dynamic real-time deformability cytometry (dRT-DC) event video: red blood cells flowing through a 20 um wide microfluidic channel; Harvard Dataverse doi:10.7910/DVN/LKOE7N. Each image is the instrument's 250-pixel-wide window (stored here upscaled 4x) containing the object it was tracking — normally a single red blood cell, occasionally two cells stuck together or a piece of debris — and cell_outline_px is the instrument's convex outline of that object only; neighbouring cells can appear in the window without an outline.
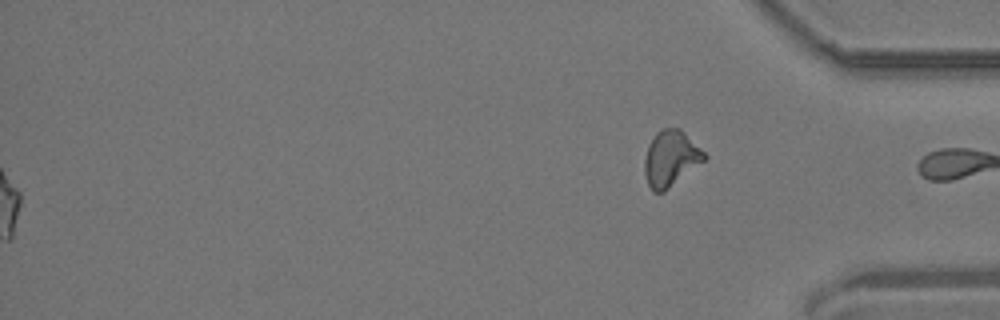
{"species": "common noctule bat (a hibernating species)", "species_latin": "Nyctalus noctula", "temperature_condition": "room temperature", "stored_images_in_passage": 46, "segment_of_instrument_passage": [2, 2], "camera_frame_rate_fps": 3000, "um_per_image_px": 0.085, "animal": {"sex": "male", "body_mass_g": 19.2, "forearm_length_mm": 51.8}, "frame": {"image": 1, "passage_image": 46, "time_ms": 15.0, "image_size_px": [1000, 320], "cell_outline_px": [[708, 156], [704, 160], [664, 192], [652, 192], [648, 184], [644, 172], [644, 160], [648, 144], [656, 132], [664, 128], [680, 128]], "centroid_in_image_um": [56.98, 13.47], "position_along_channel_um": 378.2, "area_um2": 19.25}}